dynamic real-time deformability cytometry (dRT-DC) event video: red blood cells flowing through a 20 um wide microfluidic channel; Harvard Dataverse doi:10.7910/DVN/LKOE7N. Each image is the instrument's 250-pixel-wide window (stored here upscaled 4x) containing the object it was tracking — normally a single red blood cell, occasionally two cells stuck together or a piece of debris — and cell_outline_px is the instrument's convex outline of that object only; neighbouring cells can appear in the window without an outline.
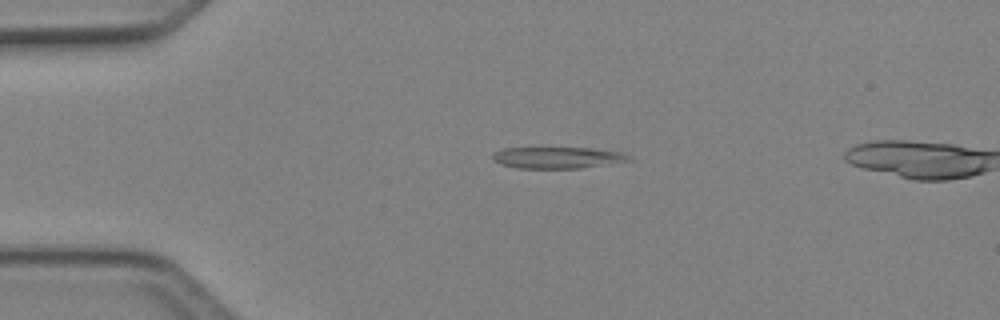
{"species": "Egyptian fruit bat (a non-hibernating species)", "species_latin": "Rousettus aegyptiacus", "temperature_condition": "cold", "stored_images_in_passage": 14, "camera_frame_rate_fps": 3000, "um_per_image_px": 0.085, "animal": {"sex": "female"}, "frame": {"image": 1, "passage_image": 10, "time_ms": 3.0, "image_size_px": [1000, 320], "cell_outline_px": [[632, 160], [580, 168], [516, 168], [500, 164], [492, 160], [492, 152], [504, 148], [588, 148], [620, 152], [632, 156]], "centroid_in_image_um": [47.33, 13.4], "position_along_channel_um": 37.7, "area_um2": 16.99}}